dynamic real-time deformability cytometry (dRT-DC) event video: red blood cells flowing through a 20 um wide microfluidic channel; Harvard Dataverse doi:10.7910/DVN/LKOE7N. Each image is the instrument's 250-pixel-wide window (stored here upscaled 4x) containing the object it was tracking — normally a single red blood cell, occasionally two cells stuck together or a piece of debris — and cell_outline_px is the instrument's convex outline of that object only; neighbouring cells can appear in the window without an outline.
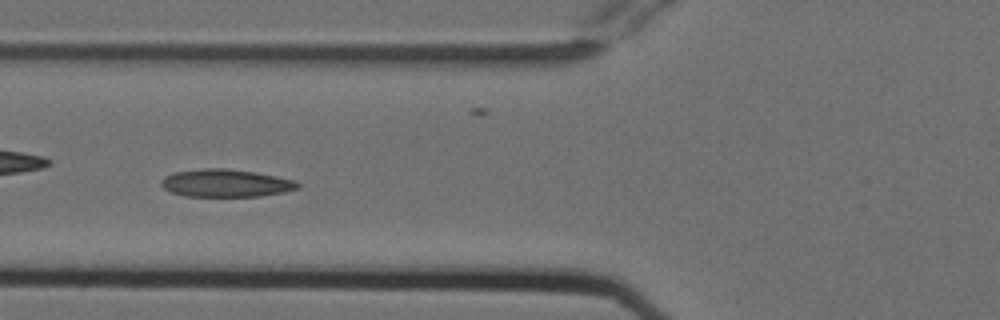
{"species": "Egyptian fruit bat (a non-hibernating species)", "species_latin": "Rousettus aegyptiacus", "temperature_condition": "cold", "stored_images_in_passage": 45, "camera_frame_rate_fps": 3000, "um_per_image_px": 0.085, "animal": {"sex": "female"}, "frame": {"image": 1, "passage_image": 12, "time_ms": 3.667, "image_size_px": [1000, 320], "cell_outline_px": [[300, 188], [284, 192], [260, 196], [184, 196], [172, 192], [164, 188], [160, 184], [160, 180], [164, 176], [176, 172], [204, 168], [228, 168], [276, 176], [296, 180], [300, 184]], "centroid_in_image_um": [19.2, 15.56], "position_along_channel_um": 106.6, "area_um2": 22.02}}
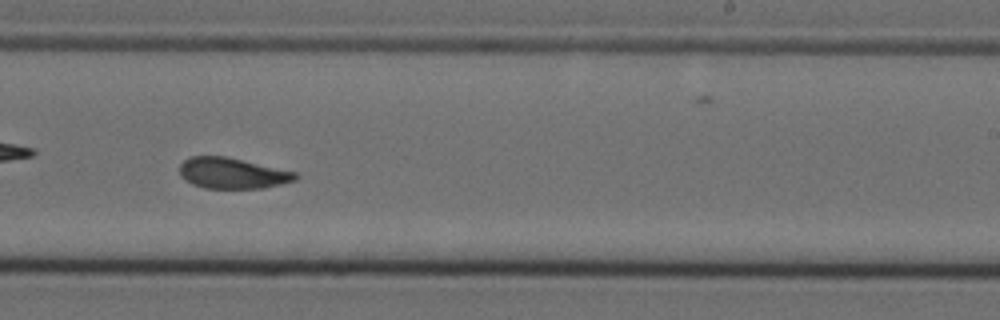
{"frame": {"image": 2, "passage_image": 25, "time_ms": 8.0, "image_size_px": [1000, 320], "cell_outline_px": [[300, 176], [296, 180], [264, 188], [204, 188], [192, 184], [184, 180], [180, 176], [180, 164], [184, 160], [192, 156], [224, 156], [296, 172]], "centroid_in_image_um": [19.73, 14.73], "position_along_channel_um": 269.3, "area_um2": 20.75}}
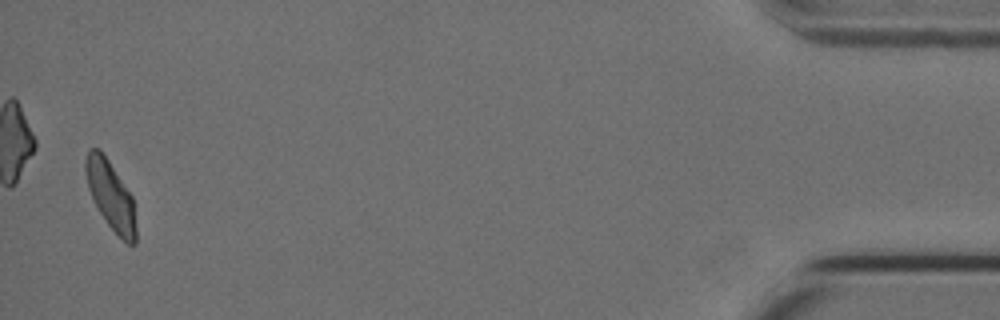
{"frame": {"image": 3, "passage_image": 44, "time_ms": 14.333, "image_size_px": [1000, 320], "cell_outline_px": [[136, 244], [128, 244], [108, 224], [100, 212], [88, 188], [84, 172], [84, 160], [88, 148], [100, 148], [132, 196], [136, 228]], "centroid_in_image_um": [9.38, 16.55], "position_along_channel_um": 425.8, "area_um2": 19.88}, "authors_computed_cell_mechanics": {"area_um2": 21.4438, "velocity_mm_per_s": 3.7519, "shape_relaxation_time_tau1_ms": 8.0312, "shape_relaxation_time_tau2_ms": 2.2143, "deformation_change_tau1": 0.1719, "deformation_change_tau2": 0.0678}}